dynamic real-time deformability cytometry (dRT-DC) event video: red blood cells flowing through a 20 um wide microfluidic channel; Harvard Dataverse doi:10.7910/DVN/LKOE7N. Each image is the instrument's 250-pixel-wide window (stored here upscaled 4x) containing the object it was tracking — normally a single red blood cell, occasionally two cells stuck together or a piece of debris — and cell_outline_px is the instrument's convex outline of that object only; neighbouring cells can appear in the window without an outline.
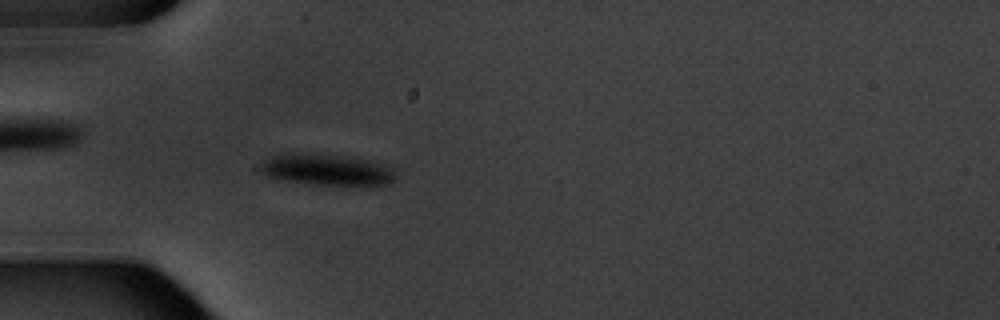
{"species": "common noctule bat (a hibernating species)", "species_latin": "Nyctalus noctula", "temperature_condition": "warm", "stored_images_in_passage": 6, "camera_frame_rate_fps": 3000, "um_per_image_px": 0.085, "animal": {"sex": "male", "body_mass_g": 20.1, "forearm_length_mm": 53.5}, "frame": {"image": 1, "passage_image": 6, "time_ms": 6.0, "image_size_px": [1000, 320], "cell_outline_px": [[396, 176], [392, 180], [384, 184], [368, 188], [360, 188], [312, 184], [276, 180], [260, 172], [260, 164], [264, 160], [272, 156], [284, 152], [316, 152], [352, 156], [392, 164]], "centroid_in_image_um": [27.84, 14.43], "position_along_channel_um": 57.2, "area_um2": 26.7}}